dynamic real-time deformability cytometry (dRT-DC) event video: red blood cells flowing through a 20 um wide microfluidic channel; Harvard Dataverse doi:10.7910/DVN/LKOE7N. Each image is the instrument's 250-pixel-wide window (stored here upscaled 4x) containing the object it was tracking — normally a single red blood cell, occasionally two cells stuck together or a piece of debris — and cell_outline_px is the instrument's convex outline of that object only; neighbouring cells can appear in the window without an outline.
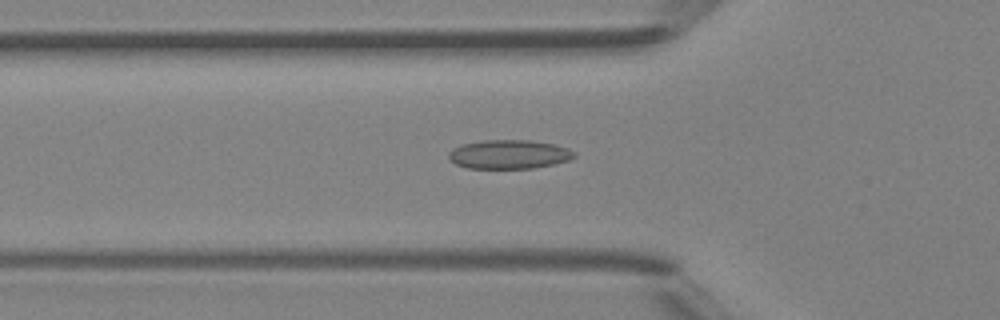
{"species": "Egyptian fruit bat (a non-hibernating species)", "species_latin": "Rousettus aegyptiacus", "temperature_condition": "room temperature", "stored_images_in_passage": 48, "camera_frame_rate_fps": 3000, "um_per_image_px": 0.085, "animal": {"sex": "female"}, "frame": {"image": 1, "passage_image": 17, "time_ms": 5.333, "image_size_px": [1000, 320], "cell_outline_px": [[576, 156], [568, 160], [552, 164], [532, 168], [468, 168], [456, 164], [448, 160], [448, 152], [452, 148], [464, 144], [484, 140], [528, 140], [552, 144], [568, 148], [576, 152]], "centroid_in_image_um": [43.24, 13.12], "position_along_channel_um": 82.6, "area_um2": 21.1}}
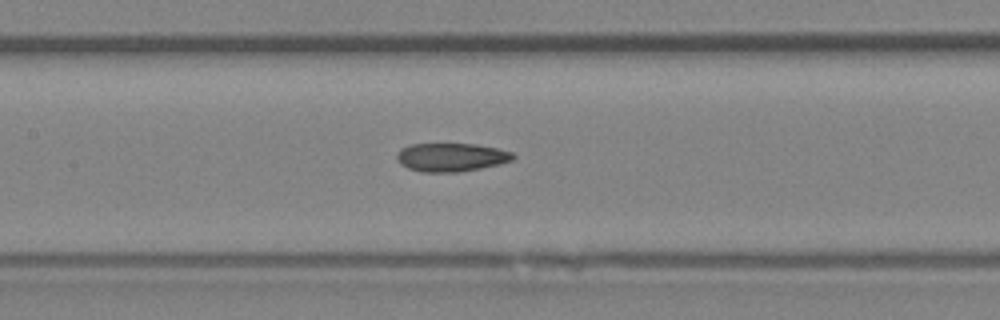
{"frame": {"image": 2, "passage_image": 23, "time_ms": 7.333, "image_size_px": [1000, 320], "cell_outline_px": [[516, 156], [512, 160], [480, 168], [460, 172], [420, 172], [408, 168], [400, 164], [396, 156], [400, 148], [412, 144], [476, 144], [496, 148], [512, 152]], "centroid_in_image_um": [38.32, 13.36], "position_along_channel_um": 169.1, "area_um2": 19.19}}
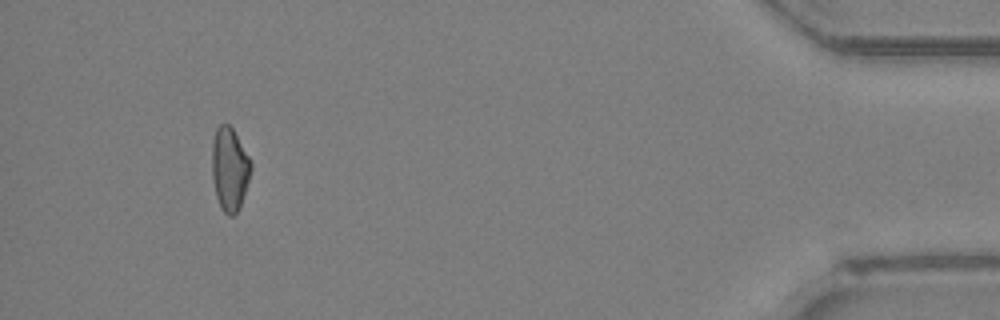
{"frame": {"image": 3, "passage_image": 45, "time_ms": 14.667, "image_size_px": [1000, 320], "cell_outline_px": [[252, 168], [240, 208], [232, 216], [228, 216], [220, 208], [216, 196], [212, 180], [212, 144], [216, 128], [220, 124], [228, 124], [232, 128], [252, 160]], "centroid_in_image_um": [19.52, 14.38], "position_along_channel_um": 415.7, "area_um2": 19.13}, "authors_computed_cell_mechanics": {"area_um2": 19.2185, "velocity_mm_per_s": 4.3247, "shape_relaxation_time_tau1_ms": null, "shape_relaxation_time_tau2_ms": 1.8585, "deformation_change_tau1": null, "deformation_change_tau2": 0.08}}